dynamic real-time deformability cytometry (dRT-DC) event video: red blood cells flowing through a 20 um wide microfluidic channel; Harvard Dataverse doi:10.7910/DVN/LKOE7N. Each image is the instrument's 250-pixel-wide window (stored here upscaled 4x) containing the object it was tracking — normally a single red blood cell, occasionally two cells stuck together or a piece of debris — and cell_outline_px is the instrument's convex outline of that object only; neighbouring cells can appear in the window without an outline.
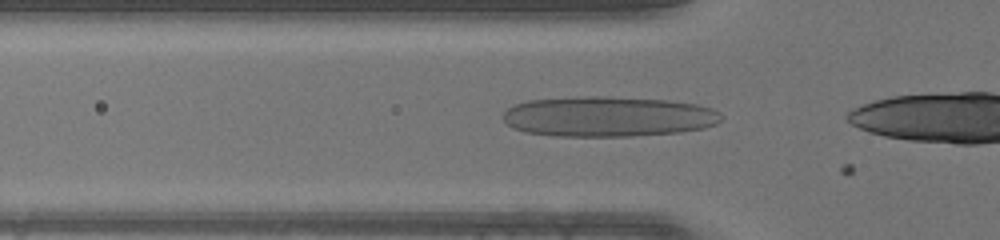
{"species": "human", "species_latin": "Homo sapiens", "temperature_condition": "warm", "stored_images_in_passage": 13, "camera_frame_rate_fps": 3000, "um_per_image_px": 0.085, "donor": {"sex": "male"}, "frame": {"image": 1, "passage_image": 11, "time_ms": 3.333, "image_size_px": [1000, 240], "cell_outline_px": [[724, 116], [716, 124], [704, 128], [680, 132], [632, 136], [556, 136], [524, 132], [512, 128], [500, 116], [508, 108], [516, 104], [528, 100], [576, 96], [612, 96], [668, 100], [696, 104], [712, 108], [720, 112]], "centroid_in_image_um": [51.68, 9.9], "position_along_channel_um": 74.1, "area_um2": 51.79}}